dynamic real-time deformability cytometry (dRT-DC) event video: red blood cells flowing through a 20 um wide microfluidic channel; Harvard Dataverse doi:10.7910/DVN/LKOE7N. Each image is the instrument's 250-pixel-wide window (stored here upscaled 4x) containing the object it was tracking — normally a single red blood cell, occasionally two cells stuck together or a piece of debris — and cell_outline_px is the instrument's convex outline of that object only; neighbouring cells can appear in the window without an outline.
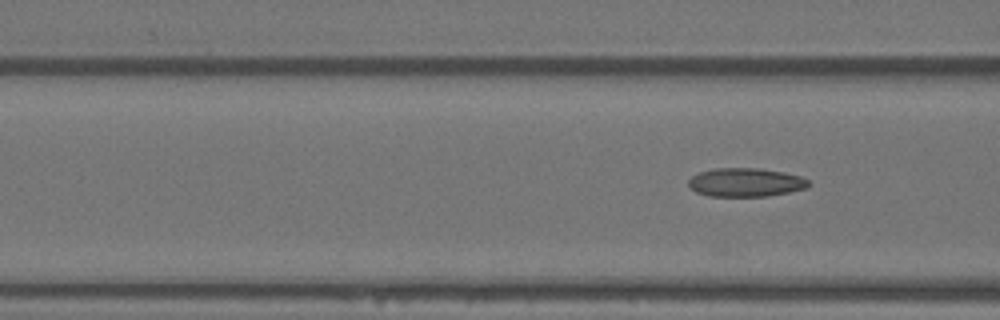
{"species": "Egyptian fruit bat (a non-hibernating species)", "species_latin": "Rousettus aegyptiacus", "temperature_condition": "warm", "stored_images_in_passage": 7, "segment_of_instrument_passage": [2, 2], "camera_frame_rate_fps": 3000, "um_per_image_px": 0.085, "animal": {"sex": "female"}, "frame": {"image": 1, "passage_image": 7, "time_ms": 2.0, "image_size_px": [1000, 320], "cell_outline_px": [[812, 184], [808, 188], [768, 196], [708, 196], [696, 192], [688, 184], [688, 180], [692, 176], [700, 172], [716, 168], [760, 168], [784, 172], [800, 176], [808, 180]], "centroid_in_image_um": [63.41, 15.5], "position_along_channel_um": 103.2, "area_um2": 20.11}}